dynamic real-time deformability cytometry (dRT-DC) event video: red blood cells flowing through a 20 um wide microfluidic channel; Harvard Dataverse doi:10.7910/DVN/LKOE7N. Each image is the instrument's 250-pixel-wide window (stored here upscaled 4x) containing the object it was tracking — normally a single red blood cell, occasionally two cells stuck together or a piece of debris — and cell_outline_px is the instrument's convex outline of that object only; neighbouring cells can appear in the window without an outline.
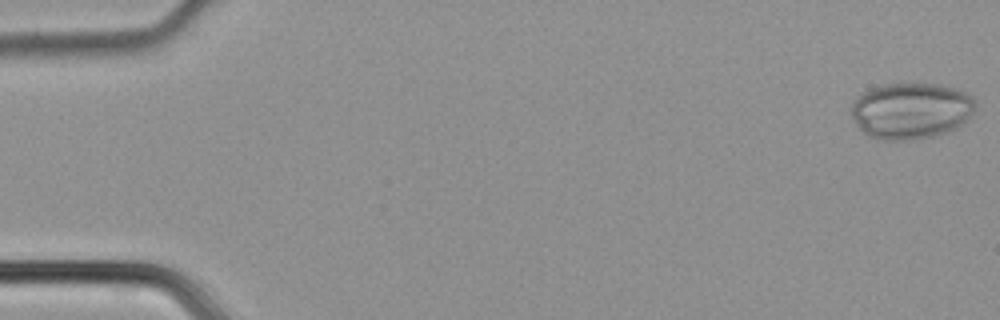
{"species": "common noctule bat (a hibernating species)", "species_latin": "Nyctalus noctula", "temperature_condition": "cold", "stored_images_in_passage": 47, "camera_frame_rate_fps": 3000, "um_per_image_px": 0.085, "animal": {"sex": "male", "body_mass_g": 21.5, "forearm_length_mm": 52.0}, "frame": {"image": 1, "passage_image": 1, "time_ms": 0.0, "image_size_px": [1000, 320], "cell_outline_px": [[976, 104], [972, 112], [956, 128], [932, 136], [912, 140], [884, 140], [868, 136], [856, 124], [852, 116], [852, 100], [856, 96], [872, 88], [884, 84], [940, 84], [956, 88], [968, 92], [976, 100]], "centroid_in_image_um": [77.42, 9.4], "position_along_channel_um": 7.6, "area_um2": 40.63}}
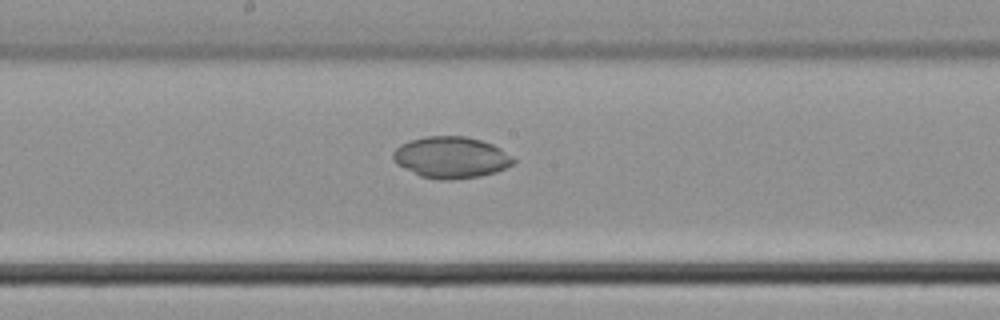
{"frame": {"image": 2, "passage_image": 25, "time_ms": 8.0, "image_size_px": [1000, 320], "cell_outline_px": [[516, 160], [512, 164], [496, 172], [480, 176], [452, 180], [440, 180], [420, 176], [396, 164], [392, 160], [392, 152], [400, 144], [408, 140], [428, 136], [464, 136], [480, 140], [492, 144], [500, 148], [512, 156]], "centroid_in_image_um": [38.31, 13.38], "position_along_channel_um": 209.9, "area_um2": 29.19}}
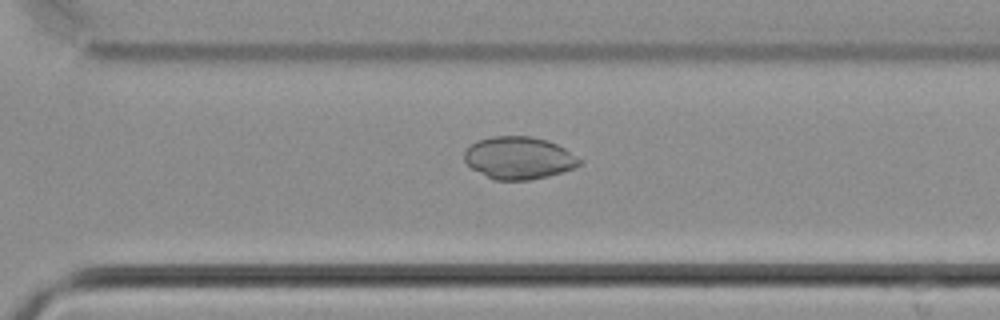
{"frame": {"image": 3, "passage_image": 33, "time_ms": 10.667, "image_size_px": [1000, 320], "cell_outline_px": [[584, 164], [576, 168], [548, 176], [528, 180], [492, 180], [472, 168], [464, 160], [464, 152], [476, 140], [492, 136], [532, 136], [548, 140], [564, 148], [584, 160]], "centroid_in_image_um": [44.14, 13.42], "position_along_channel_um": 326.5, "area_um2": 28.78}}